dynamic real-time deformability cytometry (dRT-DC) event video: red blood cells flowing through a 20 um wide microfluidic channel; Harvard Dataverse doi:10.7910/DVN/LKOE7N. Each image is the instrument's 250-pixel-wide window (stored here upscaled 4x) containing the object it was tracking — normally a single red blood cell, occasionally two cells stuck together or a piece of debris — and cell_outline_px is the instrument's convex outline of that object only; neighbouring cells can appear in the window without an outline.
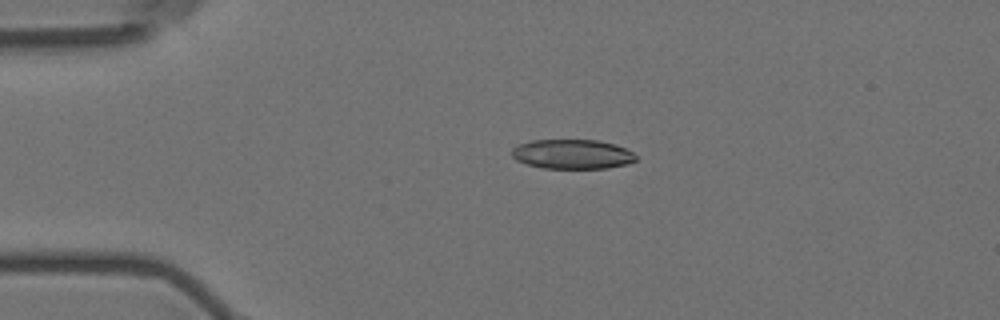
{"species": "Egyptian fruit bat (a non-hibernating species)", "species_latin": "Rousettus aegyptiacus", "temperature_condition": "room temperature", "stored_images_in_passage": 5, "camera_frame_rate_fps": 3000, "um_per_image_px": 0.085, "animal": {"sex": "female"}, "frame": {"image": 1, "passage_image": 4, "time_ms": 3.333, "image_size_px": [1000, 320], "cell_outline_px": [[636, 160], [628, 164], [608, 168], [544, 168], [528, 164], [516, 160], [512, 156], [512, 148], [520, 144], [532, 140], [596, 140], [616, 144], [632, 152], [636, 156]], "centroid_in_image_um": [48.66, 13.1], "position_along_channel_um": 36.3, "area_um2": 21.27}}